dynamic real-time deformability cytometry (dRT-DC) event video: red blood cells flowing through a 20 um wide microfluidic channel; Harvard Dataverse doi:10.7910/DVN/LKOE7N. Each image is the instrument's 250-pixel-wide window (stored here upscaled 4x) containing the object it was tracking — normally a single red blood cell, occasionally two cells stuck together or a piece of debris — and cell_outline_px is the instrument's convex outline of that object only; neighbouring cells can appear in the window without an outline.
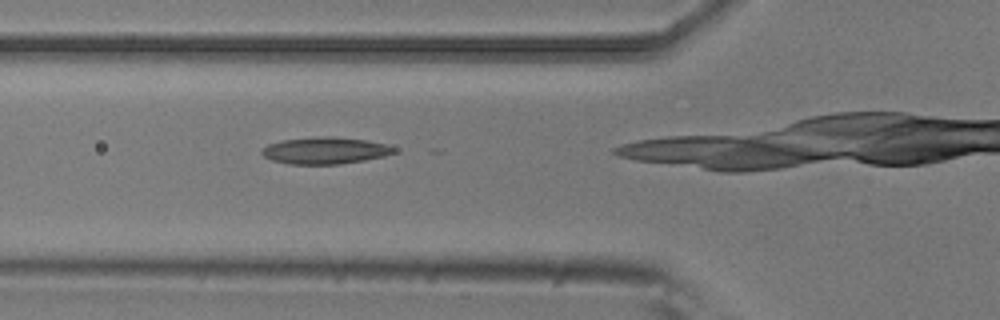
{"species": "common noctule bat (a hibernating species)", "species_latin": "Nyctalus noctula", "temperature_condition": "room temperature", "stored_images_in_passage": 4, "camera_frame_rate_fps": 3000, "um_per_image_px": 0.085, "animal": {"sex": "male", "body_mass_g": 20.5, "forearm_length_mm": 52.5}, "frame": {"image": 1, "passage_image": 4, "time_ms": 1.0, "image_size_px": [1000, 320], "cell_outline_px": [[396, 152], [384, 156], [364, 160], [340, 164], [288, 164], [272, 160], [264, 156], [260, 152], [268, 144], [280, 140], [328, 136], [332, 136], [364, 140], [388, 144], [396, 148]], "centroid_in_image_um": [27.64, 12.8], "position_along_channel_um": 98.2, "area_um2": 20.58}}